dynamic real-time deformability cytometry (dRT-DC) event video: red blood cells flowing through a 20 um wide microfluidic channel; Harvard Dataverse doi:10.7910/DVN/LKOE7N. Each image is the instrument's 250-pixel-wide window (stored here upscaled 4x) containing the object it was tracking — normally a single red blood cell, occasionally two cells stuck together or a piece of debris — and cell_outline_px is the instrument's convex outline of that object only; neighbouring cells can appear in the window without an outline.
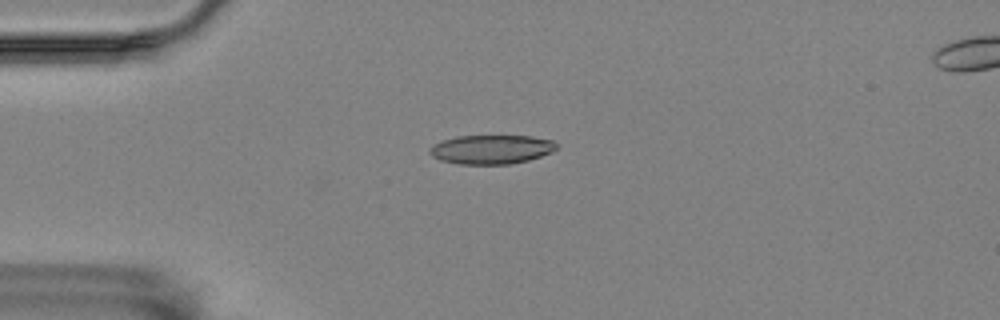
{"species": "Egyptian fruit bat (a non-hibernating species)", "species_latin": "Rousettus aegyptiacus", "temperature_condition": "room temperature", "stored_images_in_passage": 32, "camera_frame_rate_fps": 3000, "um_per_image_px": 0.085, "animal": {"sex": "female"}, "frame": {"image": 1, "passage_image": 1, "time_ms": 0.0, "image_size_px": [1000, 320], "cell_outline_px": [[556, 148], [552, 152], [528, 160], [508, 164], [460, 164], [440, 160], [432, 156], [428, 152], [428, 148], [432, 144], [456, 136], [532, 136], [552, 140], [556, 144]], "centroid_in_image_um": [41.72, 12.69], "position_along_channel_um": 43.3, "area_um2": 21.44}}
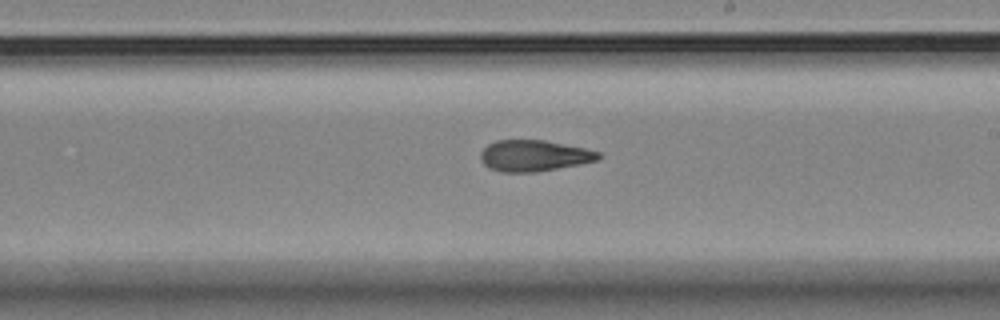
{"frame": {"image": 2, "passage_image": 20, "time_ms": 6.333, "image_size_px": [1000, 320], "cell_outline_px": [[600, 156], [596, 160], [580, 164], [536, 172], [500, 172], [488, 168], [480, 160], [480, 152], [488, 144], [496, 140], [544, 140], [584, 148], [600, 152]], "centroid_in_image_um": [45.34, 13.24], "position_along_channel_um": 243.7, "area_um2": 21.39}}
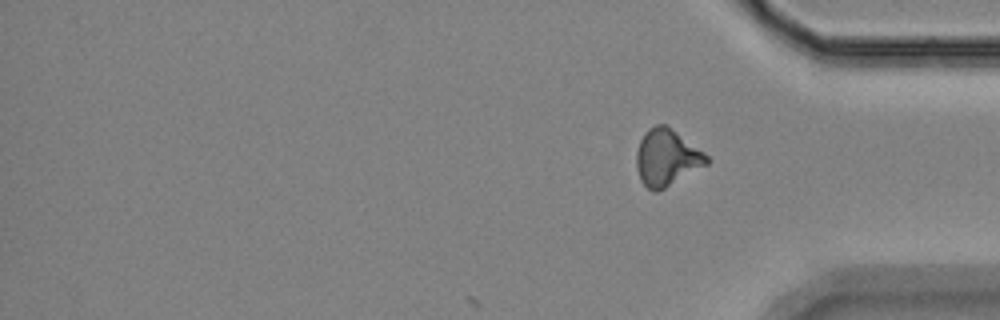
{"frame": {"image": 3, "passage_image": 32, "time_ms": 10.333, "image_size_px": [1000, 320], "cell_outline_px": [[708, 164], [664, 188], [656, 192], [652, 192], [640, 180], [636, 168], [636, 152], [640, 140], [644, 132], [648, 128], [656, 124], [668, 124], [704, 152], [708, 156]], "centroid_in_image_um": [56.65, 13.37], "position_along_channel_um": 378.5, "area_um2": 23.35}, "authors_computed_cell_mechanics": {"area_um2": 21.4149, "velocity_mm_per_s": 3.4984, "shape_relaxation_time_tau1_ms": null, "shape_relaxation_time_tau2_ms": 4.2576, "deformation_change_tau1": null, "deformation_change_tau2": 0.1007}}